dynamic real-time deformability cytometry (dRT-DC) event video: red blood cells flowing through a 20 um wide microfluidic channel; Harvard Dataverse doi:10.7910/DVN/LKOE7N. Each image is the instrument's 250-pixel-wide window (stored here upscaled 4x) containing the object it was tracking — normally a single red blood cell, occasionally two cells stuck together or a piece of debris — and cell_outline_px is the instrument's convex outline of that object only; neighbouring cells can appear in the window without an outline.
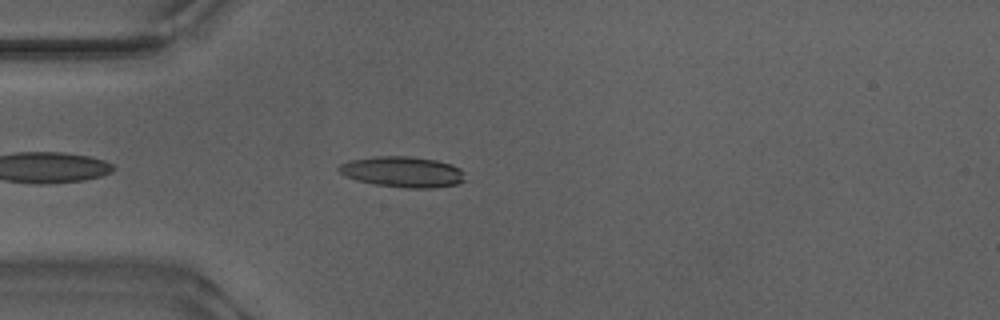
{"species": "Egyptian fruit bat (a non-hibernating species)", "species_latin": "Rousettus aegyptiacus", "temperature_condition": "warm", "stored_images_in_passage": 41, "camera_frame_rate_fps": 3000, "um_per_image_px": 0.085, "animal": {"sex": "male"}, "frame": {"image": 1, "passage_image": 5, "time_ms": 1.333, "image_size_px": [1000, 320], "cell_outline_px": [[464, 180], [460, 184], [432, 188], [404, 188], [372, 184], [356, 180], [344, 176], [336, 168], [340, 164], [352, 160], [376, 156], [408, 156], [436, 160], [452, 164], [460, 168], [464, 172]], "centroid_in_image_um": [34.23, 14.62], "position_along_channel_um": 50.8, "area_um2": 22.83}}
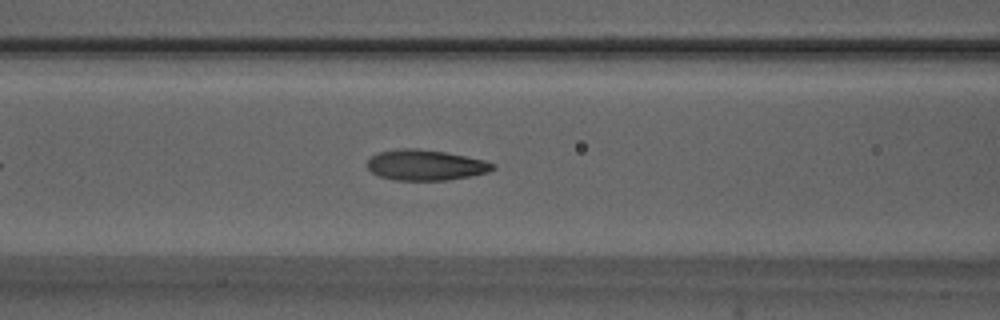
{"frame": {"image": 2, "passage_image": 12, "time_ms": 3.667, "image_size_px": [1000, 320], "cell_outline_px": [[496, 168], [488, 172], [472, 176], [448, 180], [392, 180], [380, 176], [372, 172], [368, 168], [368, 160], [376, 152], [404, 148], [416, 148], [444, 152], [484, 160], [496, 164]], "centroid_in_image_um": [36.19, 14.03], "position_along_channel_um": 130.4, "area_um2": 22.37}}
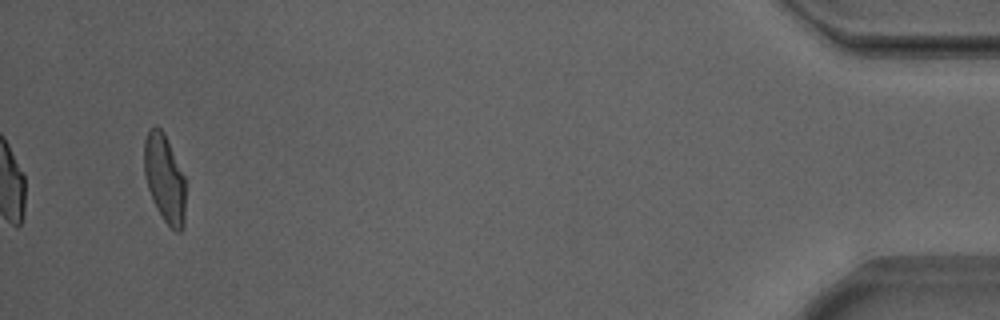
{"frame": {"image": 3, "passage_image": 41, "time_ms": 13.333, "image_size_px": [1000, 320], "cell_outline_px": [[184, 224], [180, 232], [176, 232], [164, 220], [156, 208], [152, 200], [144, 176], [144, 140], [148, 132], [152, 128], [160, 128], [164, 132], [184, 176]], "centroid_in_image_um": [13.97, 15.18], "position_along_channel_um": 421.2, "area_um2": 20.92}, "authors_computed_cell_mechanics": {"area_um2": 21.9062, "velocity_mm_per_s": 3.8619, "shape_relaxation_time_tau1_ms": null, "shape_relaxation_time_tau2_ms": 1.0477, "deformation_change_tau1": null, "deformation_change_tau2": 0.0792}}